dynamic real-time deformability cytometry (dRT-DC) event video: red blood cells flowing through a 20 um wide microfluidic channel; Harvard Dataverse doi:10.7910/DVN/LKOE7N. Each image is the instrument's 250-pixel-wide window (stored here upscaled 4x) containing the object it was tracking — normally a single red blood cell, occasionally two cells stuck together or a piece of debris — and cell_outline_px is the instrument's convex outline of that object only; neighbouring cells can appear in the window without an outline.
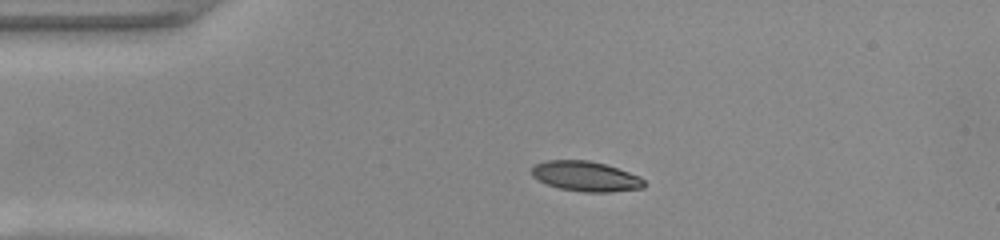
{"species": "common noctule bat (a hibernating species)", "species_latin": "Nyctalus noctula", "temperature_condition": "warm", "stored_images_in_passage": 40, "camera_frame_rate_fps": 3000, "um_per_image_px": 0.085, "animal": {"sex": "female", "body_mass_g": 22.0, "forearm_length_mm": 56.7}, "frame": {"image": 1, "passage_image": 1, "time_ms": 0.0, "image_size_px": [1000, 240], "cell_outline_px": [[644, 188], [612, 192], [584, 192], [560, 188], [548, 184], [532, 176], [532, 168], [536, 164], [544, 160], [588, 160], [604, 164], [640, 176], [644, 180]], "centroid_in_image_um": [49.8, 14.99], "position_along_channel_um": 35.2, "area_um2": 19.54}}
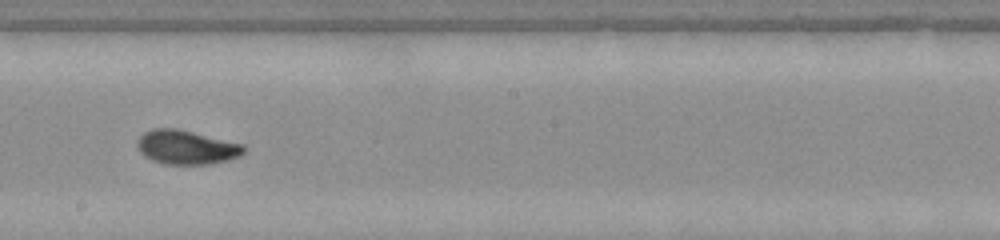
{"frame": {"image": 2, "passage_image": 18, "time_ms": 5.667, "image_size_px": [1000, 240], "cell_outline_px": [[244, 152], [240, 156], [228, 160], [208, 164], [164, 164], [152, 160], [144, 156], [136, 148], [136, 140], [144, 132], [152, 128], [176, 128], [244, 144]], "centroid_in_image_um": [15.8, 12.51], "position_along_channel_um": 232.4, "area_um2": 21.27}}
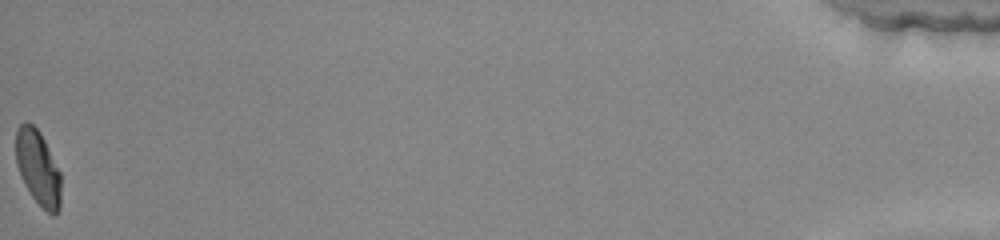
{"frame": {"image": 3, "passage_image": 40, "time_ms": 13.0, "image_size_px": [1000, 240], "cell_outline_px": [[60, 208], [56, 216], [52, 216], [32, 196], [24, 184], [20, 176], [16, 164], [16, 132], [20, 124], [24, 120], [28, 120], [40, 132], [60, 172]], "centroid_in_image_um": [3.22, 14.25], "position_along_channel_um": 432.0, "area_um2": 19.65}, "authors_computed_cell_mechanics": {"area_um2": 20.3745, "velocity_mm_per_s": 4.1457, "shape_relaxation_time_tau1_ms": 3.3547, "shape_relaxation_time_tau2_ms": 1.0761, "deformation_change_tau1": 0.1583, "deformation_change_tau2": 0.0463}}